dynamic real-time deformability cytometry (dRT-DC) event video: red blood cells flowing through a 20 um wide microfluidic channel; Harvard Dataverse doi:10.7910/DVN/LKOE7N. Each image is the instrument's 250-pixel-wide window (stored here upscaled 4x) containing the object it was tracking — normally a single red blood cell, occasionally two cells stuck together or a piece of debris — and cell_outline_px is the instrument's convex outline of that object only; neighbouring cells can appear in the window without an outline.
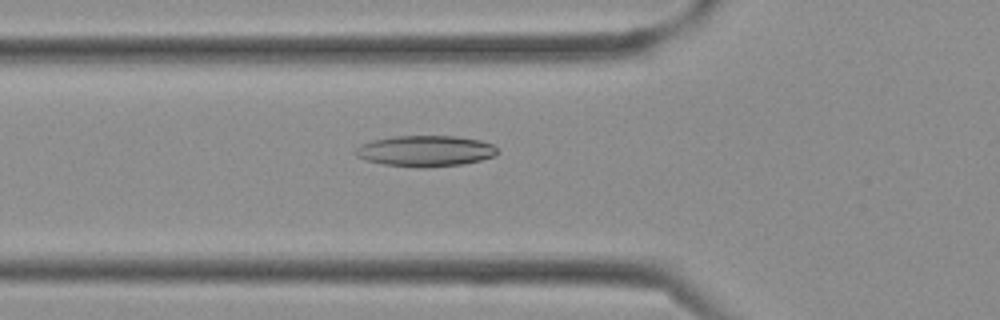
{"species": "Egyptian fruit bat (a non-hibernating species)", "species_latin": "Rousettus aegyptiacus", "temperature_condition": "cold", "stored_images_in_passage": 37, "camera_frame_rate_fps": 3000, "um_per_image_px": 0.085, "frame": {"image": 1, "passage_image": 13, "time_ms": 4.0, "image_size_px": [1000, 320], "cell_outline_px": [[500, 152], [496, 156], [464, 164], [424, 168], [416, 168], [384, 164], [368, 160], [356, 156], [356, 148], [360, 144], [372, 140], [392, 136], [456, 136], [480, 140], [492, 144]], "centroid_in_image_um": [36.19, 12.83], "position_along_channel_um": 89.6, "area_um2": 25.78}}
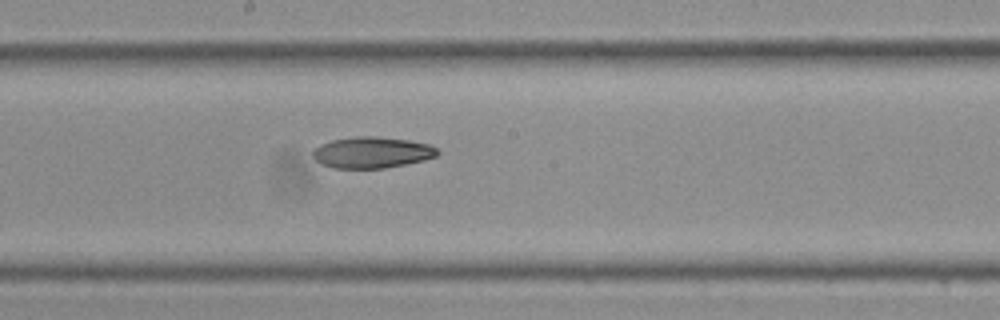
{"frame": {"image": 2, "passage_image": 20, "time_ms": 6.333, "image_size_px": [1000, 320], "cell_outline_px": [[440, 152], [436, 156], [424, 160], [384, 168], [332, 168], [316, 160], [312, 156], [312, 152], [320, 144], [332, 140], [356, 136], [376, 136], [408, 140], [428, 144], [436, 148]], "centroid_in_image_um": [31.61, 12.95], "position_along_channel_um": 216.6, "area_um2": 22.54}}
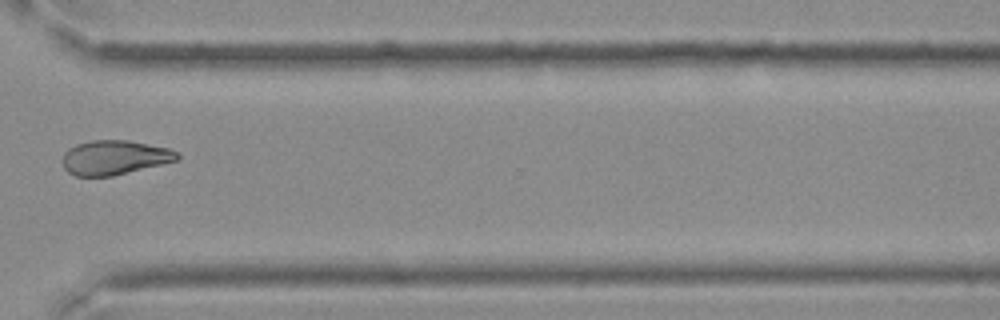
{"frame": {"image": 3, "passage_image": 28, "time_ms": 9.0, "image_size_px": [1000, 320], "cell_outline_px": [[180, 156], [176, 160], [112, 176], [76, 176], [68, 172], [64, 168], [64, 152], [68, 148], [76, 144], [92, 140], [128, 140], [168, 148], [176, 152]], "centroid_in_image_um": [9.69, 13.38], "position_along_channel_um": 360.9, "area_um2": 22.66}}